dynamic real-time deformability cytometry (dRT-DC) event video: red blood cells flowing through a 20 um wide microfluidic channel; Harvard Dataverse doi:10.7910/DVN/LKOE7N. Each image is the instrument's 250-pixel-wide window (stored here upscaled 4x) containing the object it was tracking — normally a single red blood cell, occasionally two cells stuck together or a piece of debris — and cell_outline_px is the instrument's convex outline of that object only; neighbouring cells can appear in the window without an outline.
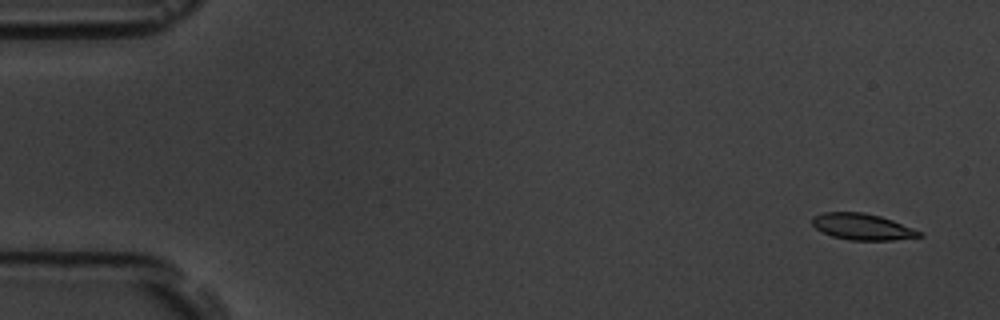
{"species": "common noctule bat (a hibernating species)", "species_latin": "Nyctalus noctula", "temperature_condition": "room temperature", "stored_images_in_passage": 5, "camera_frame_rate_fps": 3000, "um_per_image_px": 0.085, "animal": {"sex": "male", "body_mass_g": 19.5, "forearm_length_mm": 54.6}, "frame": {"image": 1, "passage_image": 1, "time_ms": 0.0, "image_size_px": [1000, 320], "cell_outline_px": [[924, 236], [892, 240], [848, 240], [832, 236], [816, 228], [812, 224], [812, 216], [824, 212], [864, 212], [880, 216], [892, 220], [912, 228], [920, 232]], "centroid_in_image_um": [73.27, 19.27], "position_along_channel_um": 11.7, "area_um2": 16.3}}
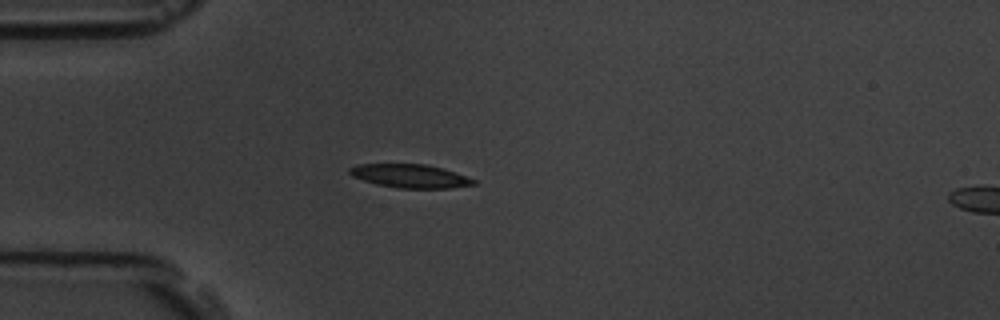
{"frame": {"image": 2, "passage_image": 5, "time_ms": 4.333, "image_size_px": [1000, 320], "cell_outline_px": [[476, 184], [452, 188], [396, 188], [376, 184], [352, 176], [348, 172], [348, 168], [356, 164], [424, 164], [440, 168], [476, 180]], "centroid_in_image_um": [34.8, 14.96], "position_along_channel_um": 50.2, "area_um2": 16.82}}